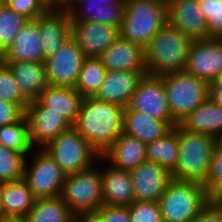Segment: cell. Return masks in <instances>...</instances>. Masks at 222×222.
Instances as JSON below:
<instances>
[{"label":"cell","mask_w":222,"mask_h":222,"mask_svg":"<svg viewBox=\"0 0 222 222\" xmlns=\"http://www.w3.org/2000/svg\"><path fill=\"white\" fill-rule=\"evenodd\" d=\"M124 107L84 97L73 126L103 156L123 133Z\"/></svg>","instance_id":"obj_1"},{"label":"cell","mask_w":222,"mask_h":222,"mask_svg":"<svg viewBox=\"0 0 222 222\" xmlns=\"http://www.w3.org/2000/svg\"><path fill=\"white\" fill-rule=\"evenodd\" d=\"M192 41L167 22L144 49L147 73L163 76L184 70Z\"/></svg>","instance_id":"obj_2"},{"label":"cell","mask_w":222,"mask_h":222,"mask_svg":"<svg viewBox=\"0 0 222 222\" xmlns=\"http://www.w3.org/2000/svg\"><path fill=\"white\" fill-rule=\"evenodd\" d=\"M178 145L179 158L171 177L204 185L216 148V138L187 131L178 124Z\"/></svg>","instance_id":"obj_3"},{"label":"cell","mask_w":222,"mask_h":222,"mask_svg":"<svg viewBox=\"0 0 222 222\" xmlns=\"http://www.w3.org/2000/svg\"><path fill=\"white\" fill-rule=\"evenodd\" d=\"M168 22L167 2L126 0L119 37L146 48L151 38Z\"/></svg>","instance_id":"obj_4"},{"label":"cell","mask_w":222,"mask_h":222,"mask_svg":"<svg viewBox=\"0 0 222 222\" xmlns=\"http://www.w3.org/2000/svg\"><path fill=\"white\" fill-rule=\"evenodd\" d=\"M163 222H190L208 204L204 185L171 179L158 200Z\"/></svg>","instance_id":"obj_5"},{"label":"cell","mask_w":222,"mask_h":222,"mask_svg":"<svg viewBox=\"0 0 222 222\" xmlns=\"http://www.w3.org/2000/svg\"><path fill=\"white\" fill-rule=\"evenodd\" d=\"M172 118L179 124L209 98V84L182 70L162 76Z\"/></svg>","instance_id":"obj_6"},{"label":"cell","mask_w":222,"mask_h":222,"mask_svg":"<svg viewBox=\"0 0 222 222\" xmlns=\"http://www.w3.org/2000/svg\"><path fill=\"white\" fill-rule=\"evenodd\" d=\"M60 196L74 215L96 211L103 204L102 174L98 162L66 175Z\"/></svg>","instance_id":"obj_7"},{"label":"cell","mask_w":222,"mask_h":222,"mask_svg":"<svg viewBox=\"0 0 222 222\" xmlns=\"http://www.w3.org/2000/svg\"><path fill=\"white\" fill-rule=\"evenodd\" d=\"M43 149L66 175L93 166L101 157L73 126L62 132Z\"/></svg>","instance_id":"obj_8"},{"label":"cell","mask_w":222,"mask_h":222,"mask_svg":"<svg viewBox=\"0 0 222 222\" xmlns=\"http://www.w3.org/2000/svg\"><path fill=\"white\" fill-rule=\"evenodd\" d=\"M65 177L61 167L43 148H34L26 156L23 179L36 199L59 196Z\"/></svg>","instance_id":"obj_9"},{"label":"cell","mask_w":222,"mask_h":222,"mask_svg":"<svg viewBox=\"0 0 222 222\" xmlns=\"http://www.w3.org/2000/svg\"><path fill=\"white\" fill-rule=\"evenodd\" d=\"M124 110L142 112L155 119L166 121L172 128L178 124L169 110L162 76L144 75Z\"/></svg>","instance_id":"obj_10"},{"label":"cell","mask_w":222,"mask_h":222,"mask_svg":"<svg viewBox=\"0 0 222 222\" xmlns=\"http://www.w3.org/2000/svg\"><path fill=\"white\" fill-rule=\"evenodd\" d=\"M87 57L70 37L44 60L49 85L75 87L81 67Z\"/></svg>","instance_id":"obj_11"},{"label":"cell","mask_w":222,"mask_h":222,"mask_svg":"<svg viewBox=\"0 0 222 222\" xmlns=\"http://www.w3.org/2000/svg\"><path fill=\"white\" fill-rule=\"evenodd\" d=\"M184 71L211 84L222 72V41L217 38L193 40Z\"/></svg>","instance_id":"obj_12"},{"label":"cell","mask_w":222,"mask_h":222,"mask_svg":"<svg viewBox=\"0 0 222 222\" xmlns=\"http://www.w3.org/2000/svg\"><path fill=\"white\" fill-rule=\"evenodd\" d=\"M25 116L29 123V137L33 148H44L72 125L62 116L43 107L37 100L30 101Z\"/></svg>","instance_id":"obj_13"},{"label":"cell","mask_w":222,"mask_h":222,"mask_svg":"<svg viewBox=\"0 0 222 222\" xmlns=\"http://www.w3.org/2000/svg\"><path fill=\"white\" fill-rule=\"evenodd\" d=\"M71 37L86 57H99L119 37V27L71 21Z\"/></svg>","instance_id":"obj_14"},{"label":"cell","mask_w":222,"mask_h":222,"mask_svg":"<svg viewBox=\"0 0 222 222\" xmlns=\"http://www.w3.org/2000/svg\"><path fill=\"white\" fill-rule=\"evenodd\" d=\"M167 18L171 26L192 40L209 38L207 23L197 0H168Z\"/></svg>","instance_id":"obj_15"},{"label":"cell","mask_w":222,"mask_h":222,"mask_svg":"<svg viewBox=\"0 0 222 222\" xmlns=\"http://www.w3.org/2000/svg\"><path fill=\"white\" fill-rule=\"evenodd\" d=\"M135 201L158 202L167 184L172 179L171 173L157 163L146 161L130 171Z\"/></svg>","instance_id":"obj_16"},{"label":"cell","mask_w":222,"mask_h":222,"mask_svg":"<svg viewBox=\"0 0 222 222\" xmlns=\"http://www.w3.org/2000/svg\"><path fill=\"white\" fill-rule=\"evenodd\" d=\"M147 71H107L94 98L127 107Z\"/></svg>","instance_id":"obj_17"},{"label":"cell","mask_w":222,"mask_h":222,"mask_svg":"<svg viewBox=\"0 0 222 222\" xmlns=\"http://www.w3.org/2000/svg\"><path fill=\"white\" fill-rule=\"evenodd\" d=\"M98 162L100 165L104 164L105 166H100L103 204L112 206H129L132 204L135 201V196L130 171L120 170L111 166L106 163L102 156Z\"/></svg>","instance_id":"obj_18"},{"label":"cell","mask_w":222,"mask_h":222,"mask_svg":"<svg viewBox=\"0 0 222 222\" xmlns=\"http://www.w3.org/2000/svg\"><path fill=\"white\" fill-rule=\"evenodd\" d=\"M43 56L48 58L71 37V20L69 13L51 8L45 15L38 17Z\"/></svg>","instance_id":"obj_19"},{"label":"cell","mask_w":222,"mask_h":222,"mask_svg":"<svg viewBox=\"0 0 222 222\" xmlns=\"http://www.w3.org/2000/svg\"><path fill=\"white\" fill-rule=\"evenodd\" d=\"M98 58L107 71H147L144 48L121 37Z\"/></svg>","instance_id":"obj_20"},{"label":"cell","mask_w":222,"mask_h":222,"mask_svg":"<svg viewBox=\"0 0 222 222\" xmlns=\"http://www.w3.org/2000/svg\"><path fill=\"white\" fill-rule=\"evenodd\" d=\"M125 3L114 0H81L69 11L71 21H91L113 27H120Z\"/></svg>","instance_id":"obj_21"},{"label":"cell","mask_w":222,"mask_h":222,"mask_svg":"<svg viewBox=\"0 0 222 222\" xmlns=\"http://www.w3.org/2000/svg\"><path fill=\"white\" fill-rule=\"evenodd\" d=\"M38 18L27 20L12 44L2 54V61L43 62Z\"/></svg>","instance_id":"obj_22"},{"label":"cell","mask_w":222,"mask_h":222,"mask_svg":"<svg viewBox=\"0 0 222 222\" xmlns=\"http://www.w3.org/2000/svg\"><path fill=\"white\" fill-rule=\"evenodd\" d=\"M83 98L73 87L48 85L36 100L74 126Z\"/></svg>","instance_id":"obj_23"},{"label":"cell","mask_w":222,"mask_h":222,"mask_svg":"<svg viewBox=\"0 0 222 222\" xmlns=\"http://www.w3.org/2000/svg\"><path fill=\"white\" fill-rule=\"evenodd\" d=\"M102 157L117 169L131 171L147 161L146 144L122 133Z\"/></svg>","instance_id":"obj_24"},{"label":"cell","mask_w":222,"mask_h":222,"mask_svg":"<svg viewBox=\"0 0 222 222\" xmlns=\"http://www.w3.org/2000/svg\"><path fill=\"white\" fill-rule=\"evenodd\" d=\"M11 68L22 94L29 100H36L49 85L45 63L24 61H3Z\"/></svg>","instance_id":"obj_25"},{"label":"cell","mask_w":222,"mask_h":222,"mask_svg":"<svg viewBox=\"0 0 222 222\" xmlns=\"http://www.w3.org/2000/svg\"><path fill=\"white\" fill-rule=\"evenodd\" d=\"M171 129L166 121L136 110H124L123 133L137 138L144 144L160 139Z\"/></svg>","instance_id":"obj_26"},{"label":"cell","mask_w":222,"mask_h":222,"mask_svg":"<svg viewBox=\"0 0 222 222\" xmlns=\"http://www.w3.org/2000/svg\"><path fill=\"white\" fill-rule=\"evenodd\" d=\"M179 125L187 131L217 138L222 132V108L208 98L187 115Z\"/></svg>","instance_id":"obj_27"},{"label":"cell","mask_w":222,"mask_h":222,"mask_svg":"<svg viewBox=\"0 0 222 222\" xmlns=\"http://www.w3.org/2000/svg\"><path fill=\"white\" fill-rule=\"evenodd\" d=\"M1 199L5 219H24L35 203V196L26 181L1 183Z\"/></svg>","instance_id":"obj_28"},{"label":"cell","mask_w":222,"mask_h":222,"mask_svg":"<svg viewBox=\"0 0 222 222\" xmlns=\"http://www.w3.org/2000/svg\"><path fill=\"white\" fill-rule=\"evenodd\" d=\"M147 161L173 173L179 158L178 124L158 140L146 144Z\"/></svg>","instance_id":"obj_29"},{"label":"cell","mask_w":222,"mask_h":222,"mask_svg":"<svg viewBox=\"0 0 222 222\" xmlns=\"http://www.w3.org/2000/svg\"><path fill=\"white\" fill-rule=\"evenodd\" d=\"M24 220L25 222H75V215L59 195L36 199Z\"/></svg>","instance_id":"obj_30"},{"label":"cell","mask_w":222,"mask_h":222,"mask_svg":"<svg viewBox=\"0 0 222 222\" xmlns=\"http://www.w3.org/2000/svg\"><path fill=\"white\" fill-rule=\"evenodd\" d=\"M107 70L98 57H87L81 67L75 90L83 97H93L104 80Z\"/></svg>","instance_id":"obj_31"},{"label":"cell","mask_w":222,"mask_h":222,"mask_svg":"<svg viewBox=\"0 0 222 222\" xmlns=\"http://www.w3.org/2000/svg\"><path fill=\"white\" fill-rule=\"evenodd\" d=\"M0 145L21 152L25 156L34 149L30 143L29 123L26 116L17 123L0 128Z\"/></svg>","instance_id":"obj_32"},{"label":"cell","mask_w":222,"mask_h":222,"mask_svg":"<svg viewBox=\"0 0 222 222\" xmlns=\"http://www.w3.org/2000/svg\"><path fill=\"white\" fill-rule=\"evenodd\" d=\"M25 158L23 153L0 145V183L21 180Z\"/></svg>","instance_id":"obj_33"},{"label":"cell","mask_w":222,"mask_h":222,"mask_svg":"<svg viewBox=\"0 0 222 222\" xmlns=\"http://www.w3.org/2000/svg\"><path fill=\"white\" fill-rule=\"evenodd\" d=\"M0 99L18 105L24 112L30 101L22 94L9 65L0 62Z\"/></svg>","instance_id":"obj_34"},{"label":"cell","mask_w":222,"mask_h":222,"mask_svg":"<svg viewBox=\"0 0 222 222\" xmlns=\"http://www.w3.org/2000/svg\"><path fill=\"white\" fill-rule=\"evenodd\" d=\"M28 19L17 14L7 5L0 12V53L3 54L12 44L17 33Z\"/></svg>","instance_id":"obj_35"},{"label":"cell","mask_w":222,"mask_h":222,"mask_svg":"<svg viewBox=\"0 0 222 222\" xmlns=\"http://www.w3.org/2000/svg\"><path fill=\"white\" fill-rule=\"evenodd\" d=\"M205 17L209 38H222V0H197Z\"/></svg>","instance_id":"obj_36"},{"label":"cell","mask_w":222,"mask_h":222,"mask_svg":"<svg viewBox=\"0 0 222 222\" xmlns=\"http://www.w3.org/2000/svg\"><path fill=\"white\" fill-rule=\"evenodd\" d=\"M128 209L130 222H163L158 202L134 201Z\"/></svg>","instance_id":"obj_37"},{"label":"cell","mask_w":222,"mask_h":222,"mask_svg":"<svg viewBox=\"0 0 222 222\" xmlns=\"http://www.w3.org/2000/svg\"><path fill=\"white\" fill-rule=\"evenodd\" d=\"M6 5L28 20L37 19L51 9L45 0H6Z\"/></svg>","instance_id":"obj_38"},{"label":"cell","mask_w":222,"mask_h":222,"mask_svg":"<svg viewBox=\"0 0 222 222\" xmlns=\"http://www.w3.org/2000/svg\"><path fill=\"white\" fill-rule=\"evenodd\" d=\"M222 182V150L216 145L211 158L208 178L204 187L209 193L217 184Z\"/></svg>","instance_id":"obj_39"},{"label":"cell","mask_w":222,"mask_h":222,"mask_svg":"<svg viewBox=\"0 0 222 222\" xmlns=\"http://www.w3.org/2000/svg\"><path fill=\"white\" fill-rule=\"evenodd\" d=\"M25 116V112L16 104L0 99V128L17 123Z\"/></svg>","instance_id":"obj_40"},{"label":"cell","mask_w":222,"mask_h":222,"mask_svg":"<svg viewBox=\"0 0 222 222\" xmlns=\"http://www.w3.org/2000/svg\"><path fill=\"white\" fill-rule=\"evenodd\" d=\"M104 222H130L128 206H112L102 204L96 210Z\"/></svg>","instance_id":"obj_41"},{"label":"cell","mask_w":222,"mask_h":222,"mask_svg":"<svg viewBox=\"0 0 222 222\" xmlns=\"http://www.w3.org/2000/svg\"><path fill=\"white\" fill-rule=\"evenodd\" d=\"M190 222H222V208L208 203Z\"/></svg>","instance_id":"obj_42"},{"label":"cell","mask_w":222,"mask_h":222,"mask_svg":"<svg viewBox=\"0 0 222 222\" xmlns=\"http://www.w3.org/2000/svg\"><path fill=\"white\" fill-rule=\"evenodd\" d=\"M208 203L214 207L222 208V182L208 193Z\"/></svg>","instance_id":"obj_43"},{"label":"cell","mask_w":222,"mask_h":222,"mask_svg":"<svg viewBox=\"0 0 222 222\" xmlns=\"http://www.w3.org/2000/svg\"><path fill=\"white\" fill-rule=\"evenodd\" d=\"M75 222H104L97 211L83 212L75 215Z\"/></svg>","instance_id":"obj_44"},{"label":"cell","mask_w":222,"mask_h":222,"mask_svg":"<svg viewBox=\"0 0 222 222\" xmlns=\"http://www.w3.org/2000/svg\"><path fill=\"white\" fill-rule=\"evenodd\" d=\"M209 99L222 108V89H209Z\"/></svg>","instance_id":"obj_45"},{"label":"cell","mask_w":222,"mask_h":222,"mask_svg":"<svg viewBox=\"0 0 222 222\" xmlns=\"http://www.w3.org/2000/svg\"><path fill=\"white\" fill-rule=\"evenodd\" d=\"M81 0H65L57 9L68 12L76 3Z\"/></svg>","instance_id":"obj_46"},{"label":"cell","mask_w":222,"mask_h":222,"mask_svg":"<svg viewBox=\"0 0 222 222\" xmlns=\"http://www.w3.org/2000/svg\"><path fill=\"white\" fill-rule=\"evenodd\" d=\"M209 89H222V72L209 84Z\"/></svg>","instance_id":"obj_47"},{"label":"cell","mask_w":222,"mask_h":222,"mask_svg":"<svg viewBox=\"0 0 222 222\" xmlns=\"http://www.w3.org/2000/svg\"><path fill=\"white\" fill-rule=\"evenodd\" d=\"M65 0H45V2L54 9H57Z\"/></svg>","instance_id":"obj_48"},{"label":"cell","mask_w":222,"mask_h":222,"mask_svg":"<svg viewBox=\"0 0 222 222\" xmlns=\"http://www.w3.org/2000/svg\"><path fill=\"white\" fill-rule=\"evenodd\" d=\"M6 220L5 219V213H4V208L2 204V199H1V183H0V221Z\"/></svg>","instance_id":"obj_49"},{"label":"cell","mask_w":222,"mask_h":222,"mask_svg":"<svg viewBox=\"0 0 222 222\" xmlns=\"http://www.w3.org/2000/svg\"><path fill=\"white\" fill-rule=\"evenodd\" d=\"M216 145L222 150V132L216 138Z\"/></svg>","instance_id":"obj_50"},{"label":"cell","mask_w":222,"mask_h":222,"mask_svg":"<svg viewBox=\"0 0 222 222\" xmlns=\"http://www.w3.org/2000/svg\"><path fill=\"white\" fill-rule=\"evenodd\" d=\"M0 222H25L24 219H6Z\"/></svg>","instance_id":"obj_51"},{"label":"cell","mask_w":222,"mask_h":222,"mask_svg":"<svg viewBox=\"0 0 222 222\" xmlns=\"http://www.w3.org/2000/svg\"><path fill=\"white\" fill-rule=\"evenodd\" d=\"M5 5H6V0H0V12L4 8Z\"/></svg>","instance_id":"obj_52"},{"label":"cell","mask_w":222,"mask_h":222,"mask_svg":"<svg viewBox=\"0 0 222 222\" xmlns=\"http://www.w3.org/2000/svg\"><path fill=\"white\" fill-rule=\"evenodd\" d=\"M117 4L118 3H125L126 0H114Z\"/></svg>","instance_id":"obj_53"},{"label":"cell","mask_w":222,"mask_h":222,"mask_svg":"<svg viewBox=\"0 0 222 222\" xmlns=\"http://www.w3.org/2000/svg\"><path fill=\"white\" fill-rule=\"evenodd\" d=\"M2 61V54L0 53V62Z\"/></svg>","instance_id":"obj_54"}]
</instances>
